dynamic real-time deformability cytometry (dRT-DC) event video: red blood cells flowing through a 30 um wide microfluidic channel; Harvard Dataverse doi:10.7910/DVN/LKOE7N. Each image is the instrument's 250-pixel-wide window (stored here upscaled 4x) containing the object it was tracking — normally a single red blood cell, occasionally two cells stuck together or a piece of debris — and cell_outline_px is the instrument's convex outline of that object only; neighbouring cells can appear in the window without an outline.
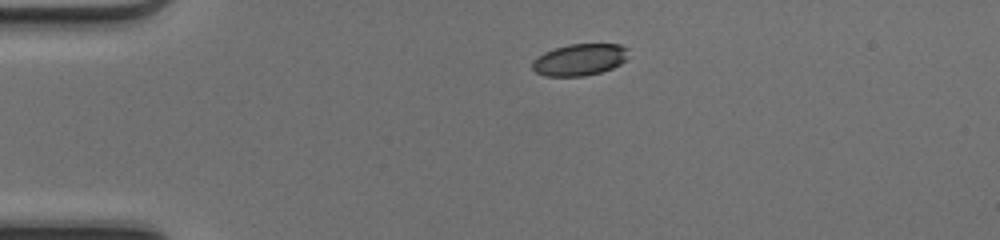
{"species": "common noctule bat (a hibernating species)", "species_latin": "Nyctalus noctula", "temperature_condition": "cold", "stored_images_in_passage": 39, "camera_frame_rate_fps": 3000, "um_per_image_px": 0.085, "animal": {"sex": "female", "body_mass_g": 17.0, "forearm_length_mm": 48.0}, "frame": {"image": 1, "passage_image": 1, "time_ms": 0.0, "image_size_px": [1000, 240], "cell_outline_px": [[628, 48], [624, 60], [620, 64], [612, 68], [600, 72], [584, 76], [544, 76], [536, 72], [532, 68], [532, 60], [544, 52], [568, 44], [620, 44]], "centroid_in_image_um": [49.24, 5.07], "position_along_channel_um": 35.8, "area_um2": 17.69}}
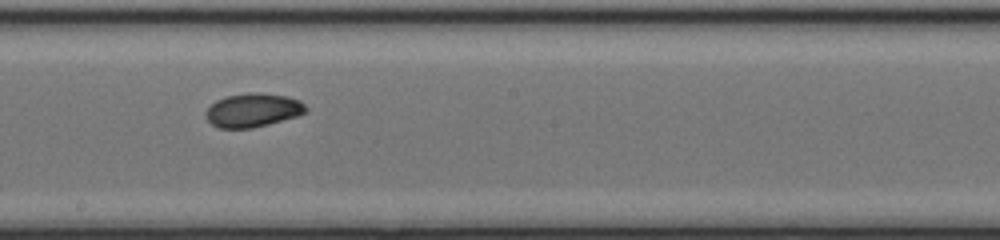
{"frame": {"image": 2, "passage_image": 18, "time_ms": 5.667, "image_size_px": [1000, 240], "cell_outline_px": [[308, 112], [296, 116], [268, 124], [252, 128], [220, 128], [212, 124], [204, 116], [204, 112], [216, 100], [228, 96], [252, 92], [256, 92], [284, 96], [300, 100], [308, 108]], "centroid_in_image_um": [21.49, 9.37], "position_along_channel_um": 226.7, "area_um2": 19.54}}
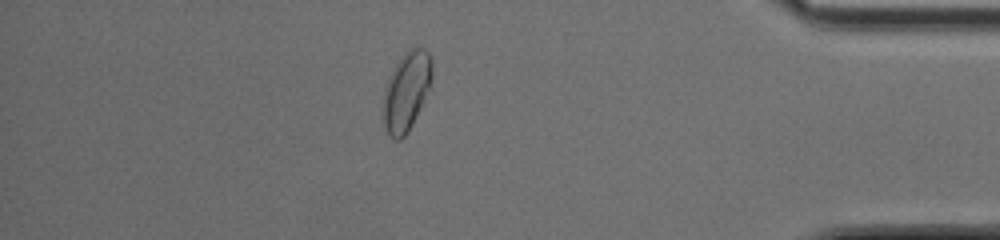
{"frame": {"image": 3, "passage_image": 33, "time_ms": 10.667, "image_size_px": [1000, 240], "cell_outline_px": [[432, 76], [428, 88], [420, 108], [408, 132], [400, 140], [392, 140], [384, 128], [384, 88], [388, 76], [400, 56], [404, 52], [412, 48], [424, 48], [428, 52], [432, 60]], "centroid_in_image_um": [34.53, 7.75], "position_along_channel_um": 400.7, "area_um2": 22.37}, "authors_computed_cell_mechanics": {"area_um2": 19.4208, "velocity_mm_per_s": 4.211, "shape_relaxation_time_tau1_ms": 3.7328, "shape_relaxation_time_tau2_ms": 3.1643, "deformation_change_tau1": 0.1107, "deformation_change_tau2": 0.0556}}